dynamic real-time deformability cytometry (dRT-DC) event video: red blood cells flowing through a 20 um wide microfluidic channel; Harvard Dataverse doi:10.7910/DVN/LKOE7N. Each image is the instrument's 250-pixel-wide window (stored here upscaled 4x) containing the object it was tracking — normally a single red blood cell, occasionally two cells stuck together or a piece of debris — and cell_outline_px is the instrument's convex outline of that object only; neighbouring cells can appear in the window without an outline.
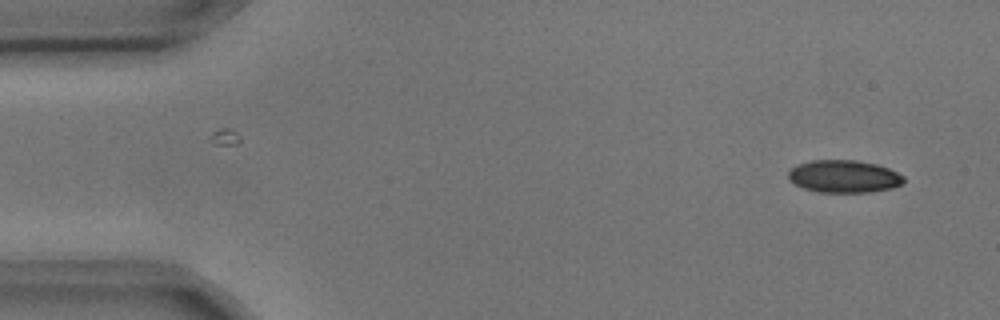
{"species": "common noctule bat (a hibernating species)", "species_latin": "Nyctalus noctula", "temperature_condition": "cold", "stored_images_in_passage": 3, "camera_frame_rate_fps": 3000, "um_per_image_px": 0.085, "animal": {"sex": "male", "body_mass_g": 17.9, "forearm_length_mm": 54.2}, "frame": {"image": 1, "passage_image": 1, "time_ms": 0.0, "image_size_px": [1000, 320], "cell_outline_px": [[904, 184], [892, 188], [868, 192], [816, 192], [804, 188], [788, 180], [788, 172], [796, 164], [812, 160], [856, 160], [876, 164], [888, 168], [904, 176]], "centroid_in_image_um": [71.73, 14.99], "position_along_channel_um": 13.3, "area_um2": 21.96}}